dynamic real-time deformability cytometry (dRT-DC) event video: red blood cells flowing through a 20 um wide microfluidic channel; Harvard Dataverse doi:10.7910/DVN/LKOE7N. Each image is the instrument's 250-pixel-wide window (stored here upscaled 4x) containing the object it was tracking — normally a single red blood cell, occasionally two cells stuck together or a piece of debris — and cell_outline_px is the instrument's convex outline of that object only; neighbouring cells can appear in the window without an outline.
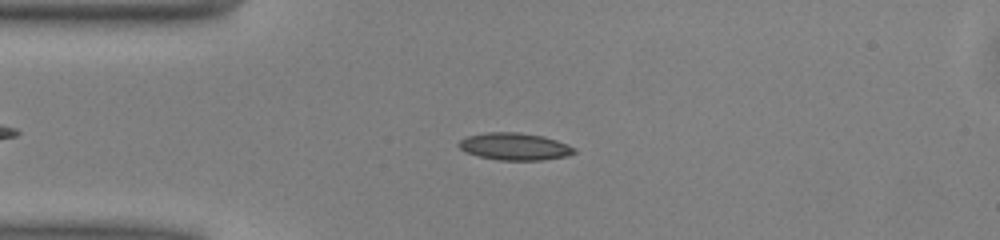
{"species": "common noctule bat (a hibernating species)", "species_latin": "Nyctalus noctula", "temperature_condition": "warm", "stored_images_in_passage": 46, "camera_frame_rate_fps": 3000, "um_per_image_px": 0.085, "animal": {"sex": "male", "body_mass_g": 13.0, "forearm_length_mm": 53.1}, "frame": {"image": 1, "passage_image": 8, "time_ms": 2.333, "image_size_px": [1000, 240], "cell_outline_px": [[576, 152], [568, 156], [544, 160], [500, 160], [480, 156], [468, 152], [460, 148], [456, 144], [460, 140], [468, 136], [488, 132], [520, 132], [544, 136], [568, 144], [576, 148]], "centroid_in_image_um": [43.79, 12.45], "position_along_channel_um": 41.2, "area_um2": 18.32}}
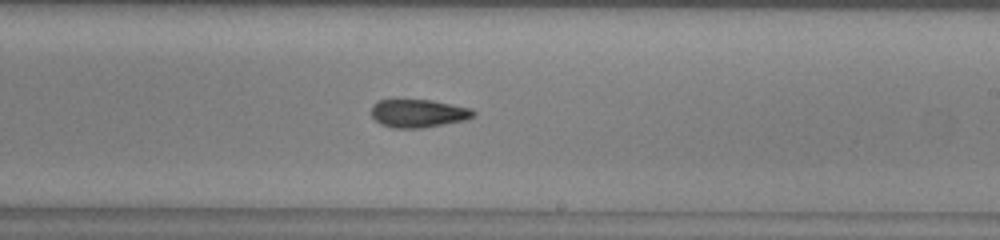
{"frame": {"image": 2, "passage_image": 25, "time_ms": 8.0, "image_size_px": [1000, 240], "cell_outline_px": [[476, 116], [464, 120], [424, 128], [392, 128], [380, 124], [372, 116], [372, 104], [376, 100], [432, 100], [472, 108], [476, 112]], "centroid_in_image_um": [35.57, 9.63], "position_along_channel_um": 253.4, "area_um2": 16.88}}
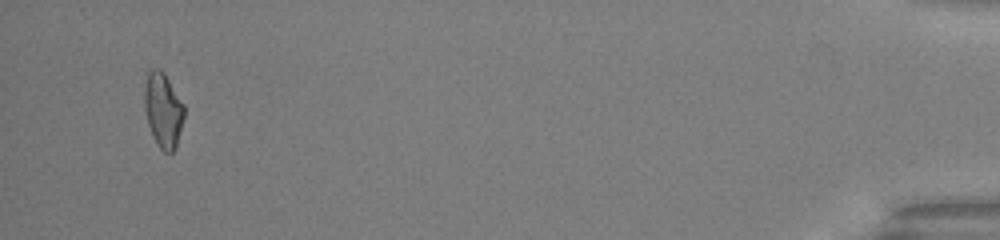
{"frame": {"image": 3, "passage_image": 44, "time_ms": 14.333, "image_size_px": [1000, 240], "cell_outline_px": [[184, 120], [176, 148], [172, 152], [164, 152], [156, 144], [152, 136], [148, 124], [144, 108], [144, 72], [152, 68], [160, 68], [164, 72], [184, 104]], "centroid_in_image_um": [13.84, 9.32], "position_along_channel_um": 421.4, "area_um2": 17.86}, "authors_computed_cell_mechanics": {"area_um2": 17.3978, "velocity_mm_per_s": 4.0814, "shape_relaxation_time_tau1_ms": null, "shape_relaxation_time_tau2_ms": 7.4553, "deformation_change_tau1": null, "deformation_change_tau2": 0.1504}}